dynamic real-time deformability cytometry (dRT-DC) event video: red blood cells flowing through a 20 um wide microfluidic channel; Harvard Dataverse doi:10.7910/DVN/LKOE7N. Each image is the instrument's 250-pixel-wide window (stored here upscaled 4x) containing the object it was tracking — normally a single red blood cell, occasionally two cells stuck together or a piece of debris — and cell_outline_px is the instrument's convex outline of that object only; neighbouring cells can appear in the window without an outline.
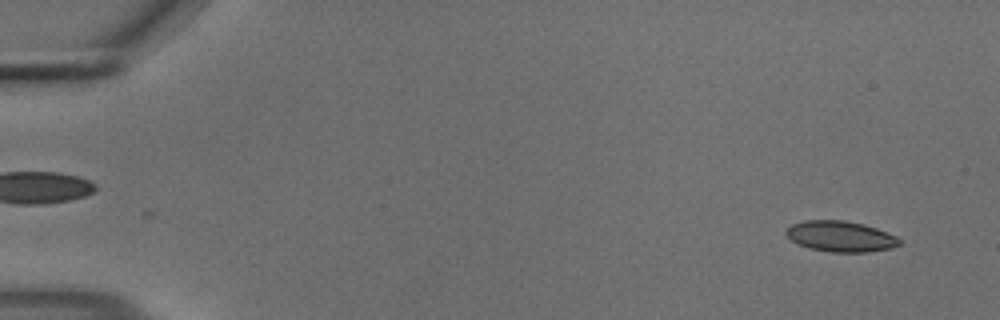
{"species": "common noctule bat (a hibernating species)", "species_latin": "Nyctalus noctula", "temperature_condition": "cold", "stored_images_in_passage": 53, "camera_frame_rate_fps": 3000, "um_per_image_px": 0.085, "animal": {"sex": "male", "body_mass_g": 18.8}, "frame": {"image": 1, "passage_image": 2, "time_ms": 0.333, "image_size_px": [1000, 320], "cell_outline_px": [[900, 244], [892, 248], [868, 252], [832, 252], [808, 248], [796, 244], [784, 232], [792, 224], [804, 220], [844, 220], [864, 224], [876, 228], [896, 236], [900, 240]], "centroid_in_image_um": [71.43, 20.09], "position_along_channel_um": 13.6, "area_um2": 20.35}}
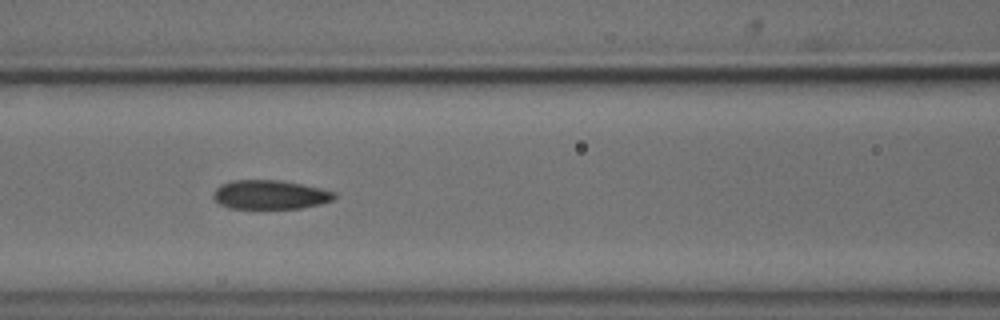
{"frame": {"image": 2, "passage_image": 23, "time_ms": 7.333, "image_size_px": [1000, 320], "cell_outline_px": [[336, 196], [332, 200], [320, 204], [300, 208], [228, 208], [220, 204], [212, 196], [212, 192], [220, 184], [232, 180], [280, 180], [320, 188], [336, 192]], "centroid_in_image_um": [22.92, 16.54], "position_along_channel_um": 143.7, "area_um2": 20.46}}
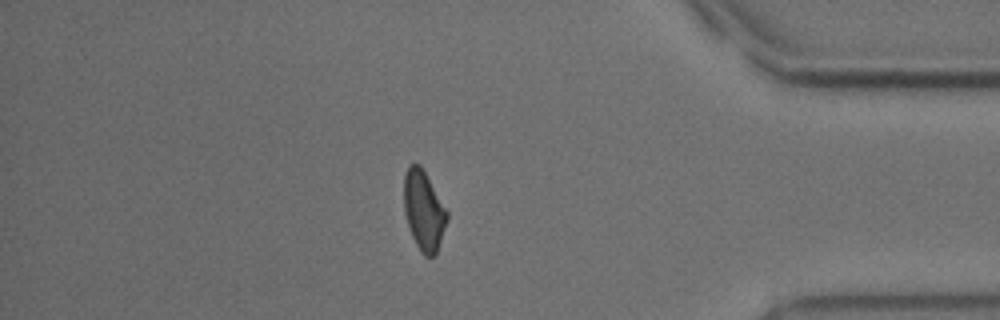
{"frame": {"image": 3, "passage_image": 46, "time_ms": 15.0, "image_size_px": [1000, 320], "cell_outline_px": [[448, 220], [436, 252], [432, 256], [424, 256], [420, 252], [412, 236], [404, 212], [404, 172], [408, 164], [420, 164], [448, 212]], "centroid_in_image_um": [36.0, 17.87], "position_along_channel_um": 399.2, "area_um2": 19.88}, "authors_computed_cell_mechanics": {"area_um2": 20.6346, "velocity_mm_per_s": 3.7091, "shape_relaxation_time_tau1_ms": 9.29, "shape_relaxation_time_tau2_ms": 3.883, "deformation_change_tau1": 0.1586, "deformation_change_tau2": 0.0844}}